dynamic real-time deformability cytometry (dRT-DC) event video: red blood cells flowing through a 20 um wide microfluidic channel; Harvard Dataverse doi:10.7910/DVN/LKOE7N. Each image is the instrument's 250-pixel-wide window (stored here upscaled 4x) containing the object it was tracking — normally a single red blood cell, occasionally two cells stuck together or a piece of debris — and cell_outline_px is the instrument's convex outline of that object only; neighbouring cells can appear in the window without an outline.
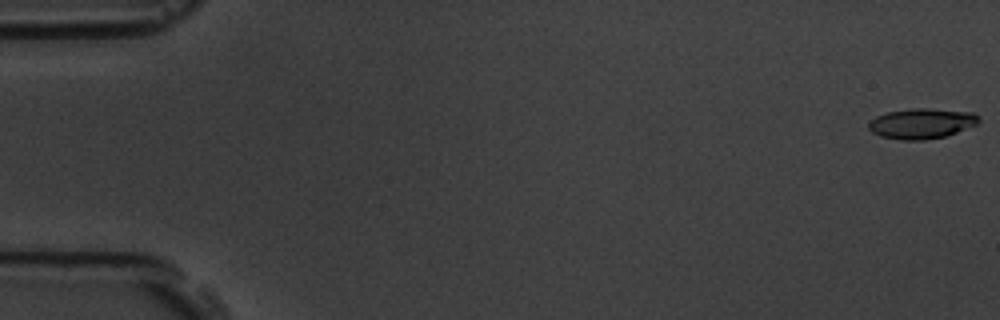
{"species": "common noctule bat (a hibernating species)", "species_latin": "Nyctalus noctula", "temperature_condition": "room temperature", "stored_images_in_passage": 6, "camera_frame_rate_fps": 3000, "um_per_image_px": 0.085, "animal": {"sex": "male", "body_mass_g": 19.5, "forearm_length_mm": 54.6}, "frame": {"image": 1, "passage_image": 1, "time_ms": 0.0, "image_size_px": [1000, 320], "cell_outline_px": [[980, 120], [976, 124], [956, 132], [944, 136], [924, 140], [900, 140], [880, 136], [872, 132], [868, 128], [868, 124], [876, 116], [888, 112], [912, 108], [928, 108], [972, 112], [980, 116]], "centroid_in_image_um": [78.33, 10.49], "position_along_channel_um": 6.7, "area_um2": 19.36}}
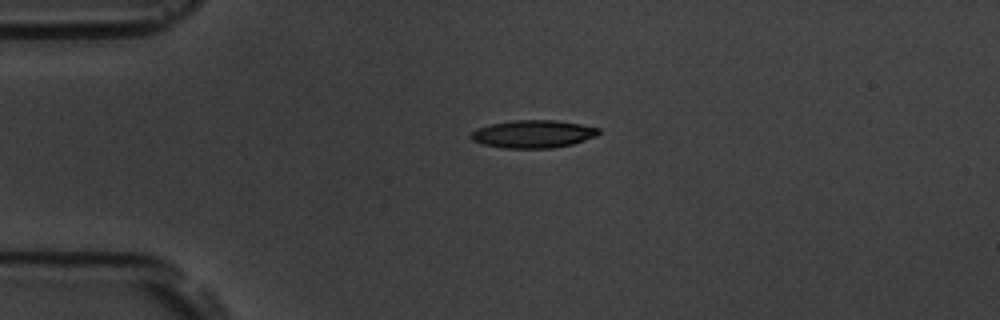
{"frame": {"image": 2, "passage_image": 4, "time_ms": 4.333, "image_size_px": [1000, 320], "cell_outline_px": [[600, 132], [596, 136], [572, 144], [552, 148], [504, 148], [484, 144], [472, 140], [472, 132], [476, 128], [492, 124], [512, 120], [556, 120], [580, 124], [600, 128]], "centroid_in_image_um": [45.34, 11.38], "position_along_channel_um": 39.7, "area_um2": 20.52}}
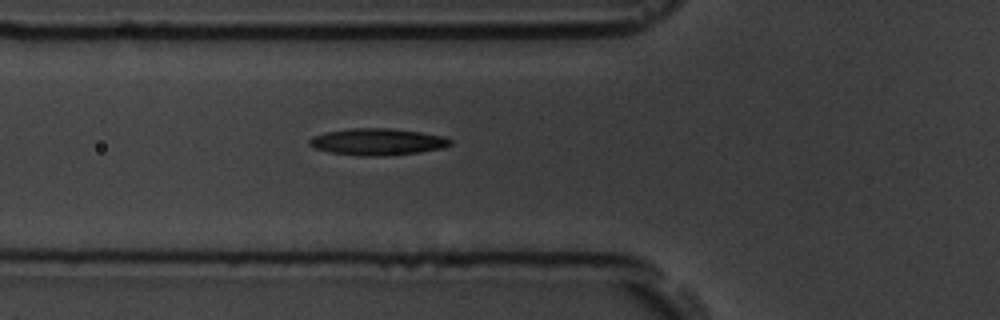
{"frame": {"image": 3, "passage_image": 6, "time_ms": 6.667, "image_size_px": [1000, 320], "cell_outline_px": [[452, 144], [444, 148], [420, 152], [388, 156], [360, 156], [328, 152], [312, 148], [308, 144], [308, 140], [312, 136], [324, 132], [348, 128], [392, 128], [420, 132], [444, 136], [452, 140]], "centroid_in_image_um": [32.05, 12.05], "position_along_channel_um": 93.7, "area_um2": 22.43}}